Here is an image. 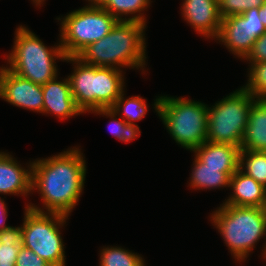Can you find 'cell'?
<instances>
[{
    "label": "cell",
    "mask_w": 266,
    "mask_h": 266,
    "mask_svg": "<svg viewBox=\"0 0 266 266\" xmlns=\"http://www.w3.org/2000/svg\"><path fill=\"white\" fill-rule=\"evenodd\" d=\"M78 148L32 162V190L40 191L49 213L68 216L82 193L85 160Z\"/></svg>",
    "instance_id": "6da1fadb"
},
{
    "label": "cell",
    "mask_w": 266,
    "mask_h": 266,
    "mask_svg": "<svg viewBox=\"0 0 266 266\" xmlns=\"http://www.w3.org/2000/svg\"><path fill=\"white\" fill-rule=\"evenodd\" d=\"M146 24L132 20H118L111 31L89 44L77 57L97 67H141L145 65ZM114 65V66H113Z\"/></svg>",
    "instance_id": "7a4b0ae2"
},
{
    "label": "cell",
    "mask_w": 266,
    "mask_h": 266,
    "mask_svg": "<svg viewBox=\"0 0 266 266\" xmlns=\"http://www.w3.org/2000/svg\"><path fill=\"white\" fill-rule=\"evenodd\" d=\"M65 60L77 63L74 73L68 79L71 94L83 113L114 105L123 92L124 78L121 70L90 65L77 56L66 57Z\"/></svg>",
    "instance_id": "3957f363"
},
{
    "label": "cell",
    "mask_w": 266,
    "mask_h": 266,
    "mask_svg": "<svg viewBox=\"0 0 266 266\" xmlns=\"http://www.w3.org/2000/svg\"><path fill=\"white\" fill-rule=\"evenodd\" d=\"M211 218L239 261L247 258L257 241L266 236V208L222 204Z\"/></svg>",
    "instance_id": "277c9868"
},
{
    "label": "cell",
    "mask_w": 266,
    "mask_h": 266,
    "mask_svg": "<svg viewBox=\"0 0 266 266\" xmlns=\"http://www.w3.org/2000/svg\"><path fill=\"white\" fill-rule=\"evenodd\" d=\"M155 101L154 108L176 143L194 151L207 141L208 105L167 96Z\"/></svg>",
    "instance_id": "5b68a950"
},
{
    "label": "cell",
    "mask_w": 266,
    "mask_h": 266,
    "mask_svg": "<svg viewBox=\"0 0 266 266\" xmlns=\"http://www.w3.org/2000/svg\"><path fill=\"white\" fill-rule=\"evenodd\" d=\"M12 52L7 56L8 69L22 78L43 86L57 77L55 58L65 60L66 56L59 44L47 48L34 33L26 27L16 29Z\"/></svg>",
    "instance_id": "8992f818"
},
{
    "label": "cell",
    "mask_w": 266,
    "mask_h": 266,
    "mask_svg": "<svg viewBox=\"0 0 266 266\" xmlns=\"http://www.w3.org/2000/svg\"><path fill=\"white\" fill-rule=\"evenodd\" d=\"M255 97L243 87L208 108L207 141L241 147Z\"/></svg>",
    "instance_id": "52a82bcc"
},
{
    "label": "cell",
    "mask_w": 266,
    "mask_h": 266,
    "mask_svg": "<svg viewBox=\"0 0 266 266\" xmlns=\"http://www.w3.org/2000/svg\"><path fill=\"white\" fill-rule=\"evenodd\" d=\"M25 210L21 227L23 246L31 249L51 266H65L64 244L59 226H63L68 216L49 212L47 214L33 204L27 205Z\"/></svg>",
    "instance_id": "ba28073f"
},
{
    "label": "cell",
    "mask_w": 266,
    "mask_h": 266,
    "mask_svg": "<svg viewBox=\"0 0 266 266\" xmlns=\"http://www.w3.org/2000/svg\"><path fill=\"white\" fill-rule=\"evenodd\" d=\"M117 19L98 4L70 12L61 23V47L66 57L77 56L89 44L106 36Z\"/></svg>",
    "instance_id": "9c48e42d"
},
{
    "label": "cell",
    "mask_w": 266,
    "mask_h": 266,
    "mask_svg": "<svg viewBox=\"0 0 266 266\" xmlns=\"http://www.w3.org/2000/svg\"><path fill=\"white\" fill-rule=\"evenodd\" d=\"M260 18V8H252L241 15L223 18L216 40L222 41L232 54L245 58L255 40L266 31Z\"/></svg>",
    "instance_id": "30bf717a"
},
{
    "label": "cell",
    "mask_w": 266,
    "mask_h": 266,
    "mask_svg": "<svg viewBox=\"0 0 266 266\" xmlns=\"http://www.w3.org/2000/svg\"><path fill=\"white\" fill-rule=\"evenodd\" d=\"M0 98L14 106L43 113L42 86L20 77L7 67L0 69Z\"/></svg>",
    "instance_id": "8fae6325"
},
{
    "label": "cell",
    "mask_w": 266,
    "mask_h": 266,
    "mask_svg": "<svg viewBox=\"0 0 266 266\" xmlns=\"http://www.w3.org/2000/svg\"><path fill=\"white\" fill-rule=\"evenodd\" d=\"M184 19L205 37L217 38L222 22L217 0H184Z\"/></svg>",
    "instance_id": "7c38bea8"
},
{
    "label": "cell",
    "mask_w": 266,
    "mask_h": 266,
    "mask_svg": "<svg viewBox=\"0 0 266 266\" xmlns=\"http://www.w3.org/2000/svg\"><path fill=\"white\" fill-rule=\"evenodd\" d=\"M43 113H53L61 119L83 113L71 94L69 79L57 81V77L42 86Z\"/></svg>",
    "instance_id": "4fadbf2b"
},
{
    "label": "cell",
    "mask_w": 266,
    "mask_h": 266,
    "mask_svg": "<svg viewBox=\"0 0 266 266\" xmlns=\"http://www.w3.org/2000/svg\"><path fill=\"white\" fill-rule=\"evenodd\" d=\"M194 152L205 167L223 168L230 177L240 168L241 147L206 141Z\"/></svg>",
    "instance_id": "5bb4252c"
},
{
    "label": "cell",
    "mask_w": 266,
    "mask_h": 266,
    "mask_svg": "<svg viewBox=\"0 0 266 266\" xmlns=\"http://www.w3.org/2000/svg\"><path fill=\"white\" fill-rule=\"evenodd\" d=\"M229 187L233 195L223 204L266 208V188L238 169L231 177Z\"/></svg>",
    "instance_id": "9a60e30c"
},
{
    "label": "cell",
    "mask_w": 266,
    "mask_h": 266,
    "mask_svg": "<svg viewBox=\"0 0 266 266\" xmlns=\"http://www.w3.org/2000/svg\"><path fill=\"white\" fill-rule=\"evenodd\" d=\"M32 164L20 167L8 153L0 152V193L26 195L32 191Z\"/></svg>",
    "instance_id": "2e32d148"
},
{
    "label": "cell",
    "mask_w": 266,
    "mask_h": 266,
    "mask_svg": "<svg viewBox=\"0 0 266 266\" xmlns=\"http://www.w3.org/2000/svg\"><path fill=\"white\" fill-rule=\"evenodd\" d=\"M241 149L266 152V100L252 103Z\"/></svg>",
    "instance_id": "e0dca14e"
},
{
    "label": "cell",
    "mask_w": 266,
    "mask_h": 266,
    "mask_svg": "<svg viewBox=\"0 0 266 266\" xmlns=\"http://www.w3.org/2000/svg\"><path fill=\"white\" fill-rule=\"evenodd\" d=\"M194 169L192 170L190 187L211 189L229 187L230 176L223 172V168L205 167V164L197 158L194 159Z\"/></svg>",
    "instance_id": "ac0fdd59"
},
{
    "label": "cell",
    "mask_w": 266,
    "mask_h": 266,
    "mask_svg": "<svg viewBox=\"0 0 266 266\" xmlns=\"http://www.w3.org/2000/svg\"><path fill=\"white\" fill-rule=\"evenodd\" d=\"M150 3V0H100L97 4L108 11L117 20H132L146 24L144 16L140 13L145 10ZM137 16L123 18L121 15L135 14ZM141 14V15H140Z\"/></svg>",
    "instance_id": "d6986e66"
},
{
    "label": "cell",
    "mask_w": 266,
    "mask_h": 266,
    "mask_svg": "<svg viewBox=\"0 0 266 266\" xmlns=\"http://www.w3.org/2000/svg\"><path fill=\"white\" fill-rule=\"evenodd\" d=\"M22 246L21 227L10 226L0 231V266H15L16 258Z\"/></svg>",
    "instance_id": "ffe728a7"
},
{
    "label": "cell",
    "mask_w": 266,
    "mask_h": 266,
    "mask_svg": "<svg viewBox=\"0 0 266 266\" xmlns=\"http://www.w3.org/2000/svg\"><path fill=\"white\" fill-rule=\"evenodd\" d=\"M239 166V169H245L246 175L266 188V152L241 149Z\"/></svg>",
    "instance_id": "44dd1931"
},
{
    "label": "cell",
    "mask_w": 266,
    "mask_h": 266,
    "mask_svg": "<svg viewBox=\"0 0 266 266\" xmlns=\"http://www.w3.org/2000/svg\"><path fill=\"white\" fill-rule=\"evenodd\" d=\"M100 255V266H145L140 255L120 247L103 248Z\"/></svg>",
    "instance_id": "7402d4cb"
},
{
    "label": "cell",
    "mask_w": 266,
    "mask_h": 266,
    "mask_svg": "<svg viewBox=\"0 0 266 266\" xmlns=\"http://www.w3.org/2000/svg\"><path fill=\"white\" fill-rule=\"evenodd\" d=\"M124 91L121 93L119 98L116 100L114 105L111 107L112 110L119 114L120 111H123L124 119L128 124H134L133 121L141 120L147 112V104L145 99H142L140 96L130 97L124 99Z\"/></svg>",
    "instance_id": "603a6c76"
},
{
    "label": "cell",
    "mask_w": 266,
    "mask_h": 266,
    "mask_svg": "<svg viewBox=\"0 0 266 266\" xmlns=\"http://www.w3.org/2000/svg\"><path fill=\"white\" fill-rule=\"evenodd\" d=\"M92 112H95L97 114H103V115L109 116L110 118H113V121L111 123V125L113 124L111 128V132L117 139L123 142L127 143L140 135L139 127L135 123L128 124L125 120L117 121L115 119V116L117 114L111 108L95 109V110H92Z\"/></svg>",
    "instance_id": "cb8c5ba5"
},
{
    "label": "cell",
    "mask_w": 266,
    "mask_h": 266,
    "mask_svg": "<svg viewBox=\"0 0 266 266\" xmlns=\"http://www.w3.org/2000/svg\"><path fill=\"white\" fill-rule=\"evenodd\" d=\"M248 81L243 88L256 99L266 100V62L251 63Z\"/></svg>",
    "instance_id": "d4e9b609"
},
{
    "label": "cell",
    "mask_w": 266,
    "mask_h": 266,
    "mask_svg": "<svg viewBox=\"0 0 266 266\" xmlns=\"http://www.w3.org/2000/svg\"><path fill=\"white\" fill-rule=\"evenodd\" d=\"M221 18L241 15L252 8H261L265 0H217Z\"/></svg>",
    "instance_id": "484cf974"
},
{
    "label": "cell",
    "mask_w": 266,
    "mask_h": 266,
    "mask_svg": "<svg viewBox=\"0 0 266 266\" xmlns=\"http://www.w3.org/2000/svg\"><path fill=\"white\" fill-rule=\"evenodd\" d=\"M15 266H51L43 258L35 254L31 249L21 247L16 258Z\"/></svg>",
    "instance_id": "4316f807"
},
{
    "label": "cell",
    "mask_w": 266,
    "mask_h": 266,
    "mask_svg": "<svg viewBox=\"0 0 266 266\" xmlns=\"http://www.w3.org/2000/svg\"><path fill=\"white\" fill-rule=\"evenodd\" d=\"M245 59L250 63L266 62V31L255 40L254 45Z\"/></svg>",
    "instance_id": "83f0119b"
},
{
    "label": "cell",
    "mask_w": 266,
    "mask_h": 266,
    "mask_svg": "<svg viewBox=\"0 0 266 266\" xmlns=\"http://www.w3.org/2000/svg\"><path fill=\"white\" fill-rule=\"evenodd\" d=\"M6 218H7L6 204L4 203V200L0 198V231H3L6 228L10 227L5 225Z\"/></svg>",
    "instance_id": "f1b7e54d"
},
{
    "label": "cell",
    "mask_w": 266,
    "mask_h": 266,
    "mask_svg": "<svg viewBox=\"0 0 266 266\" xmlns=\"http://www.w3.org/2000/svg\"><path fill=\"white\" fill-rule=\"evenodd\" d=\"M260 17H261L260 20L262 21V23L266 27V0L260 8Z\"/></svg>",
    "instance_id": "f546056e"
},
{
    "label": "cell",
    "mask_w": 266,
    "mask_h": 266,
    "mask_svg": "<svg viewBox=\"0 0 266 266\" xmlns=\"http://www.w3.org/2000/svg\"><path fill=\"white\" fill-rule=\"evenodd\" d=\"M35 3H36V5L38 6V5H40L44 0H33Z\"/></svg>",
    "instance_id": "4dcf8cb0"
},
{
    "label": "cell",
    "mask_w": 266,
    "mask_h": 266,
    "mask_svg": "<svg viewBox=\"0 0 266 266\" xmlns=\"http://www.w3.org/2000/svg\"><path fill=\"white\" fill-rule=\"evenodd\" d=\"M88 1H91L90 2L91 4H97L100 0H88Z\"/></svg>",
    "instance_id": "1f68e13d"
}]
</instances>
